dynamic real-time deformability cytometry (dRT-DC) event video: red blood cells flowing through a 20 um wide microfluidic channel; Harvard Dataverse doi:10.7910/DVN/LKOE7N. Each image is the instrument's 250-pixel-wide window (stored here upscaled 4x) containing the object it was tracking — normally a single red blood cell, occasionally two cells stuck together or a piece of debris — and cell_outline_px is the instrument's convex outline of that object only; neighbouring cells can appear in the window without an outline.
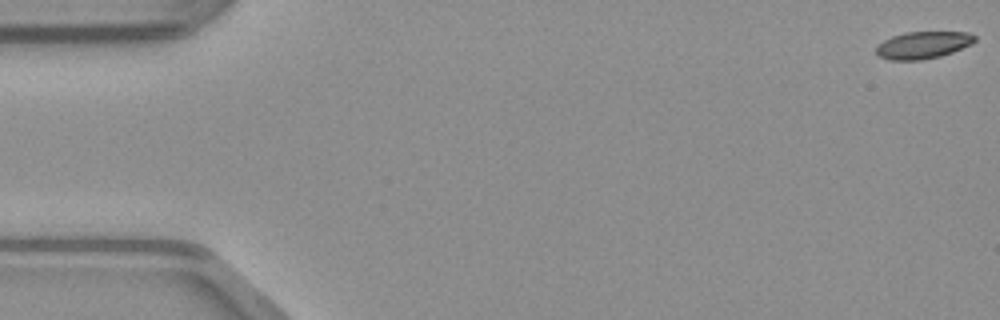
{"species": "common noctule bat (a hibernating species)", "species_latin": "Nyctalus noctula", "temperature_condition": "warm", "stored_images_in_passage": 49, "camera_frame_rate_fps": 3000, "um_per_image_px": 0.085, "animal": {"sex": "male", "body_mass_g": 23.1, "forearm_length_mm": 52.7}, "frame": {"image": 1, "passage_image": 1, "time_ms": 0.0, "image_size_px": [1000, 320], "cell_outline_px": [[976, 40], [972, 44], [952, 52], [940, 56], [920, 60], [892, 60], [880, 56], [876, 52], [876, 48], [884, 40], [892, 36], [904, 32], [968, 32], [976, 36]], "centroid_in_image_um": [78.48, 3.82], "position_along_channel_um": 6.5, "area_um2": 15.49}}
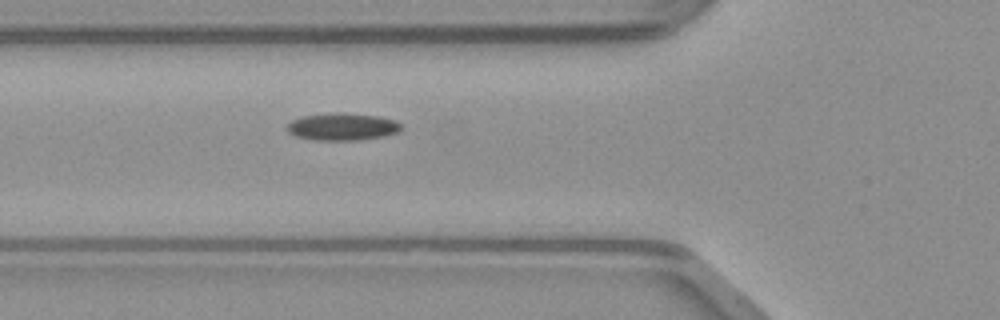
{"frame": {"image": 2, "passage_image": 18, "time_ms": 5.667, "image_size_px": [1000, 320], "cell_outline_px": [[400, 132], [384, 136], [360, 140], [312, 140], [296, 136], [288, 132], [284, 128], [292, 120], [304, 116], [380, 116], [392, 120], [400, 124]], "centroid_in_image_um": [29.08, 10.84], "position_along_channel_um": 96.7, "area_um2": 17.05}}
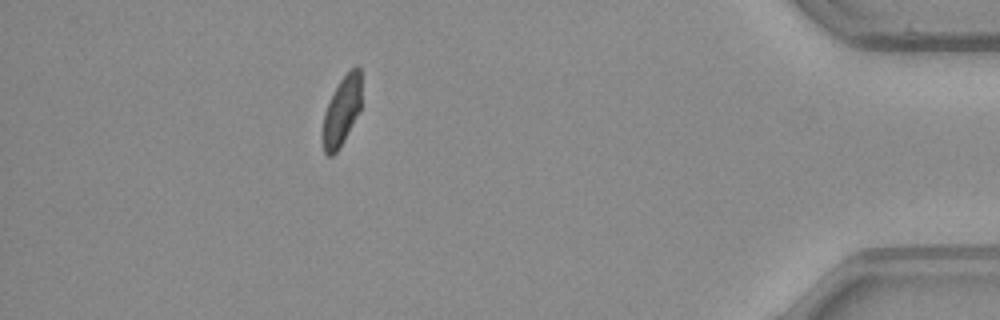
{"frame": {"image": 3, "passage_image": 44, "time_ms": 14.333, "image_size_px": [1000, 320], "cell_outline_px": [[360, 108], [336, 152], [332, 156], [328, 156], [324, 152], [324, 112], [340, 80], [356, 64], [360, 68]], "centroid_in_image_um": [29.05, 9.39], "position_along_channel_um": 406.1, "area_um2": 14.62}}